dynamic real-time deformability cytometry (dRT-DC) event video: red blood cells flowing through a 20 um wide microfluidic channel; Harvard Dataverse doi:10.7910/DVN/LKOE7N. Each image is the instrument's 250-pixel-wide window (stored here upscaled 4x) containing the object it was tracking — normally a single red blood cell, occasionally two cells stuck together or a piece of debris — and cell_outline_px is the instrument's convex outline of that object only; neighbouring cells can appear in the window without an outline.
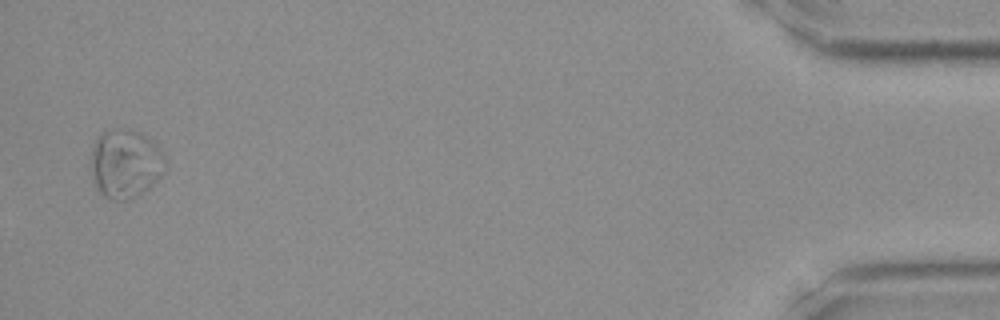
{"species": "Egyptian fruit bat (a non-hibernating species)", "species_latin": "Rousettus aegyptiacus", "temperature_condition": "room temperature", "stored_images_in_passage": 38, "camera_frame_rate_fps": 3000, "um_per_image_px": 0.085, "frame": {"image": 1, "passage_image": 38, "time_ms": 12.333, "image_size_px": [1000, 320], "cell_outline_px": [[168, 164], [164, 172], [144, 192], [128, 200], [112, 200], [104, 196], [96, 188], [88, 164], [88, 160], [92, 144], [104, 132], [112, 128], [128, 128], [140, 132], [156, 144], [168, 160]], "centroid_in_image_um": [10.63, 13.9], "position_along_channel_um": 424.6, "area_um2": 30.58}}